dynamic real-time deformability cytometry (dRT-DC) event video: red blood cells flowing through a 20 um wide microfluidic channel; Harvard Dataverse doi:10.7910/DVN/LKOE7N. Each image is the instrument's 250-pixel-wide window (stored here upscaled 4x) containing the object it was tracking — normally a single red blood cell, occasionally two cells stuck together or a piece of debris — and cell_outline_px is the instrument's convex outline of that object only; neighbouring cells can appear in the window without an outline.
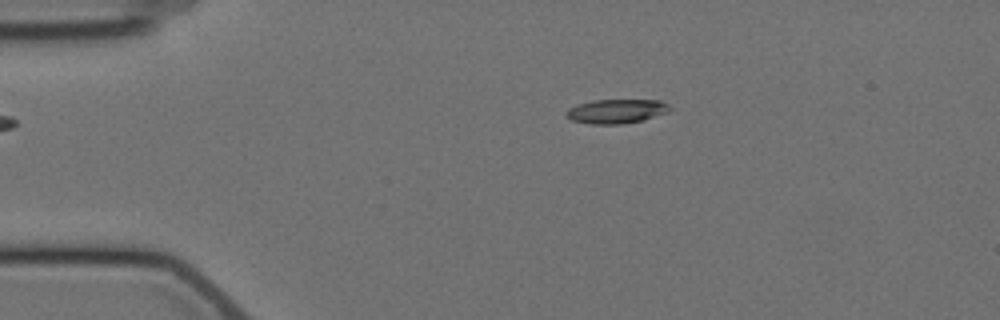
{"species": "Egyptian fruit bat (a non-hibernating species)", "species_latin": "Rousettus aegyptiacus", "temperature_condition": "cold", "stored_images_in_passage": 5, "camera_frame_rate_fps": 3000, "um_per_image_px": 0.085, "animal": {"sex": "female"}, "frame": {"image": 1, "passage_image": 3, "time_ms": 2.333, "image_size_px": [1000, 320], "cell_outline_px": [[672, 108], [668, 112], [644, 120], [620, 124], [592, 124], [572, 120], [564, 112], [568, 108], [576, 104], [592, 100], [660, 100], [668, 104]], "centroid_in_image_um": [52.4, 9.45], "position_along_channel_um": 32.6, "area_um2": 14.68}}